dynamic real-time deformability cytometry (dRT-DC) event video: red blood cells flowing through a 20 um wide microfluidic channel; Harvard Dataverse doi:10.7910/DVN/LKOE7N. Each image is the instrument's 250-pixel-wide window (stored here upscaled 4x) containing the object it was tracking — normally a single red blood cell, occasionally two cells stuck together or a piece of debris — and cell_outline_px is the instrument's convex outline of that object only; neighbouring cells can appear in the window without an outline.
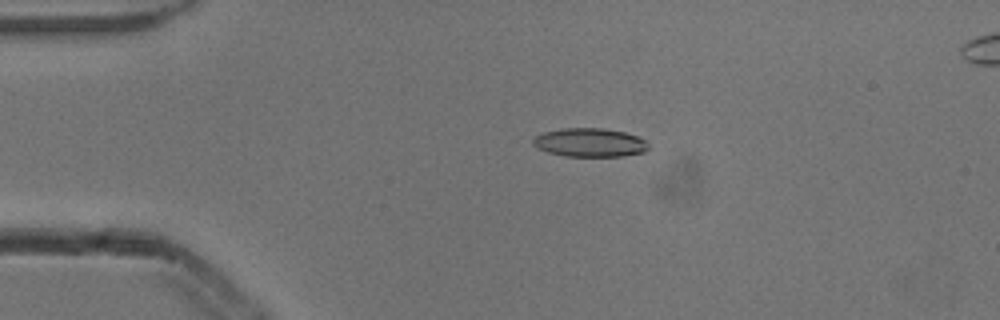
{"species": "common noctule bat (a hibernating species)", "species_latin": "Nyctalus noctula", "temperature_condition": "cold", "stored_images_in_passage": 4, "camera_frame_rate_fps": 3000, "um_per_image_px": 0.085, "animal": {"sex": "male", "body_mass_g": 13.3}, "frame": {"image": 1, "passage_image": 2, "time_ms": 0.333, "image_size_px": [1000, 320], "cell_outline_px": [[648, 148], [644, 152], [620, 156], [564, 156], [548, 152], [536, 148], [532, 144], [532, 140], [536, 136], [544, 132], [564, 128], [604, 128], [624, 132], [636, 136], [644, 140], [648, 144]], "centroid_in_image_um": [50.1, 12.11], "position_along_channel_um": 34.9, "area_um2": 19.19}}